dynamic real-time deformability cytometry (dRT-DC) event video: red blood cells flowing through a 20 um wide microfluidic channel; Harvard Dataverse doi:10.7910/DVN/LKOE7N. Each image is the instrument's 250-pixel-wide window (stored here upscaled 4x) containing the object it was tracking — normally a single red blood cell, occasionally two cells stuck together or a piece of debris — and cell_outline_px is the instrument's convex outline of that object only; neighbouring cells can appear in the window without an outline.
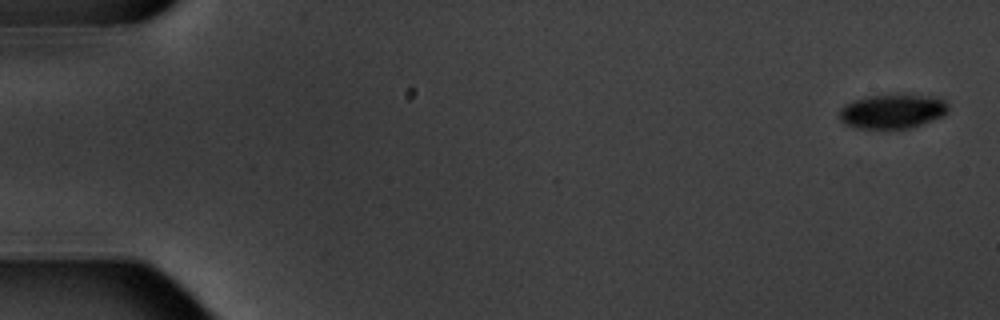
{"species": "common noctule bat (a hibernating species)", "species_latin": "Nyctalus noctula", "temperature_condition": "warm", "stored_images_in_passage": 5, "camera_frame_rate_fps": 3000, "um_per_image_px": 0.085, "animal": {"sex": "male", "body_mass_g": 20.1, "forearm_length_mm": 53.5}, "frame": {"image": 1, "passage_image": 1, "time_ms": 0.0, "image_size_px": [1000, 320], "cell_outline_px": [[948, 112], [944, 116], [912, 128], [856, 128], [844, 124], [840, 120], [840, 108], [844, 104], [852, 100], [868, 96], [924, 96], [944, 100], [948, 104]], "centroid_in_image_um": [75.83, 9.49], "position_along_channel_um": 9.2, "area_um2": 21.5}}
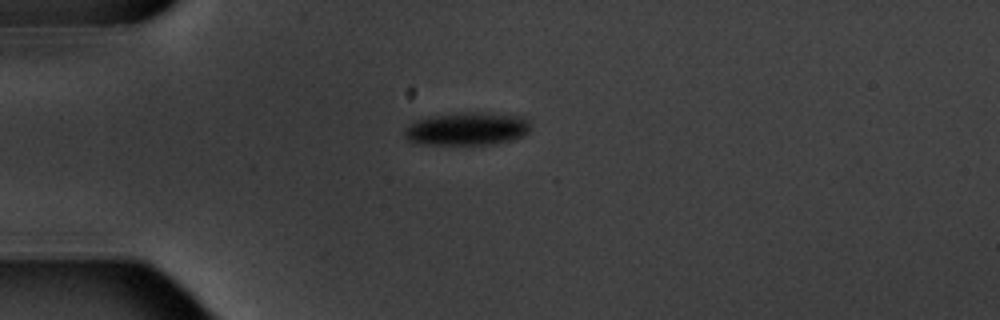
{"frame": {"image": 2, "passage_image": 5, "time_ms": 4.667, "image_size_px": [1000, 320], "cell_outline_px": [[532, 128], [528, 132], [512, 140], [492, 144], [424, 144], [408, 140], [404, 136], [404, 128], [408, 124], [416, 120], [428, 116], [456, 112], [488, 112], [524, 116], [532, 124]], "centroid_in_image_um": [39.72, 10.92], "position_along_channel_um": 45.3, "area_um2": 24.68}}